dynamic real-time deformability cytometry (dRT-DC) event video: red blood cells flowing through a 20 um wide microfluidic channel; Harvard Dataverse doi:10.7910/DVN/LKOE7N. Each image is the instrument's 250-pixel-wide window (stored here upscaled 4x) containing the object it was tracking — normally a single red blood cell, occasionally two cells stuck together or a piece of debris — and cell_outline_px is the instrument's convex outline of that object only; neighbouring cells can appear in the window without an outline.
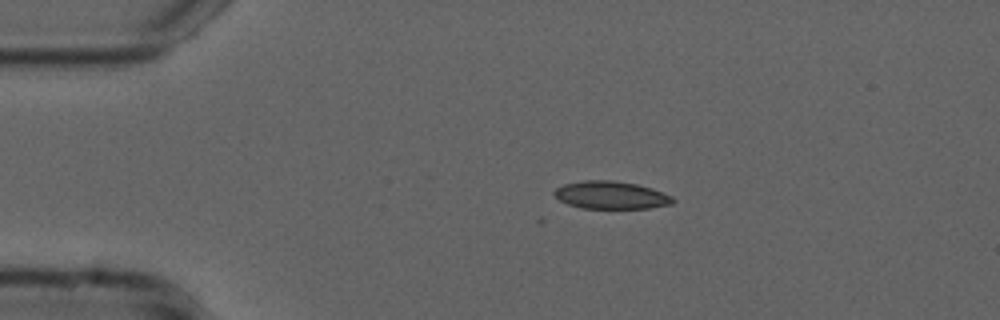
{"species": "common noctule bat (a hibernating species)", "species_latin": "Nyctalus noctula", "temperature_condition": "cold", "stored_images_in_passage": 9, "camera_frame_rate_fps": 3000, "um_per_image_px": 0.085, "animal": {"sex": "male", "forearm_length_mm": 52.5}, "frame": {"image": 1, "passage_image": 1, "time_ms": 0.0, "image_size_px": [1000, 320], "cell_outline_px": [[676, 200], [672, 204], [648, 208], [580, 208], [568, 204], [560, 200], [552, 192], [556, 188], [564, 184], [584, 180], [612, 180], [636, 184], [652, 188], [672, 196]], "centroid_in_image_um": [51.94, 16.58], "position_along_channel_um": 33.1, "area_um2": 19.13}}
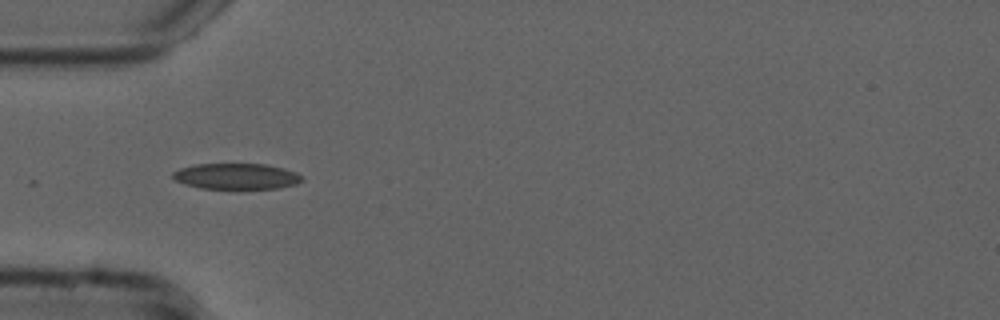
{"frame": {"image": 2, "passage_image": 7, "time_ms": 2.0, "image_size_px": [1000, 320], "cell_outline_px": [[304, 180], [296, 184], [280, 188], [200, 188], [184, 184], [176, 180], [172, 176], [172, 172], [180, 168], [196, 164], [268, 164], [284, 168], [296, 172], [304, 176]], "centroid_in_image_um": [20.13, 14.98], "position_along_channel_um": 64.9, "area_um2": 19.54}}